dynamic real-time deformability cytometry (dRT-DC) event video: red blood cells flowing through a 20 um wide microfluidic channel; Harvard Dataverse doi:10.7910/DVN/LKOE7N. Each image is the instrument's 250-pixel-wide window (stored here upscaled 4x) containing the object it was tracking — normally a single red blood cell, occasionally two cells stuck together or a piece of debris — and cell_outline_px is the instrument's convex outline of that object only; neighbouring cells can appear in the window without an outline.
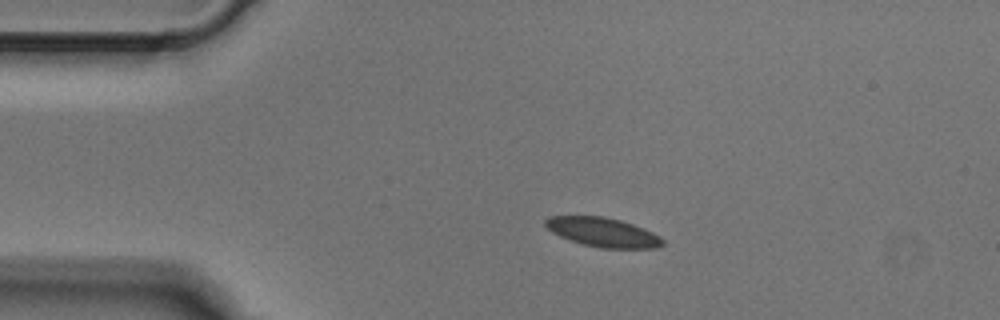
{"species": "Egyptian fruit bat (a non-hibernating species)", "species_latin": "Rousettus aegyptiacus", "temperature_condition": "cold", "stored_images_in_passage": 3, "camera_frame_rate_fps": 3000, "um_per_image_px": 0.085, "animal": {"sex": "male"}, "frame": {"image": 1, "passage_image": 2, "time_ms": 0.333, "image_size_px": [1000, 320], "cell_outline_px": [[664, 244], [656, 248], [600, 248], [584, 244], [560, 236], [552, 232], [544, 224], [544, 220], [548, 216], [604, 216], [620, 220], [644, 228], [660, 236], [664, 240]], "centroid_in_image_um": [51.26, 19.73], "position_along_channel_um": 33.7, "area_um2": 19.88}}